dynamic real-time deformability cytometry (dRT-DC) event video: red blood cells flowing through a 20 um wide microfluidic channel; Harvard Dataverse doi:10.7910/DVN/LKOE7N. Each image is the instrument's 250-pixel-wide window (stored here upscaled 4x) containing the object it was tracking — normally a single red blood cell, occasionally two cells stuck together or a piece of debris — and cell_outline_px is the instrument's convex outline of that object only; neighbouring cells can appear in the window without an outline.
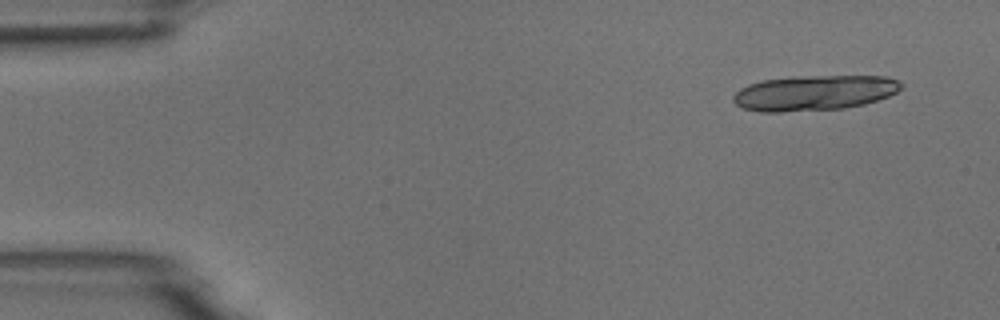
{"species": "common noctule bat (a hibernating species)", "species_latin": "Nyctalus noctula", "temperature_condition": "room temperature", "stored_images_in_passage": 14, "segment_of_instrument_passage": [1, 2], "camera_frame_rate_fps": 3000, "um_per_image_px": 0.085, "animal": {"sex": "male", "body_mass_g": 18.8}, "frame": {"image": 1, "passage_image": 1, "time_ms": 0.0, "image_size_px": [1000, 320], "cell_outline_px": [[904, 88], [888, 96], [864, 104], [844, 108], [780, 112], [760, 112], [740, 108], [732, 100], [732, 96], [740, 88], [748, 84], [760, 80], [792, 76], [888, 76], [900, 80], [904, 84]], "centroid_in_image_um": [69.2, 7.88], "position_along_channel_um": 15.8, "area_um2": 34.97}}